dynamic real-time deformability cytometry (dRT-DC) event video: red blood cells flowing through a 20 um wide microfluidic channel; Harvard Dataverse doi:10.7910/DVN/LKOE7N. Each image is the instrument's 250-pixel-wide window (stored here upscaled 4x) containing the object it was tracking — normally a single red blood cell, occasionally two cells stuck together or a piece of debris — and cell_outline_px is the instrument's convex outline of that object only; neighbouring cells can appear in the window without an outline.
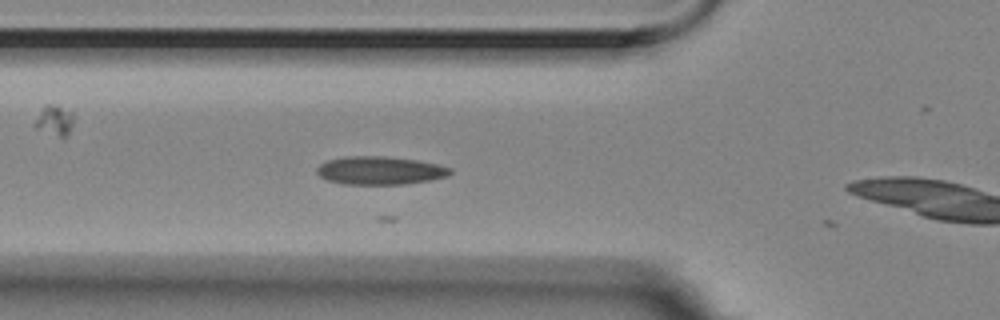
{"species": "Egyptian fruit bat (a non-hibernating species)", "species_latin": "Rousettus aegyptiacus", "temperature_condition": "room temperature", "stored_images_in_passage": 5, "camera_frame_rate_fps": 3000, "um_per_image_px": 0.085, "animal": {"sex": "female"}, "frame": {"image": 1, "passage_image": 4, "time_ms": 1.0, "image_size_px": [1000, 320], "cell_outline_px": [[452, 172], [448, 176], [428, 180], [404, 184], [344, 184], [328, 180], [320, 176], [316, 172], [316, 168], [320, 164], [328, 160], [344, 156], [384, 156], [416, 160], [436, 164], [452, 168]], "centroid_in_image_um": [32.28, 14.49], "position_along_channel_um": 93.5, "area_um2": 21.79}}